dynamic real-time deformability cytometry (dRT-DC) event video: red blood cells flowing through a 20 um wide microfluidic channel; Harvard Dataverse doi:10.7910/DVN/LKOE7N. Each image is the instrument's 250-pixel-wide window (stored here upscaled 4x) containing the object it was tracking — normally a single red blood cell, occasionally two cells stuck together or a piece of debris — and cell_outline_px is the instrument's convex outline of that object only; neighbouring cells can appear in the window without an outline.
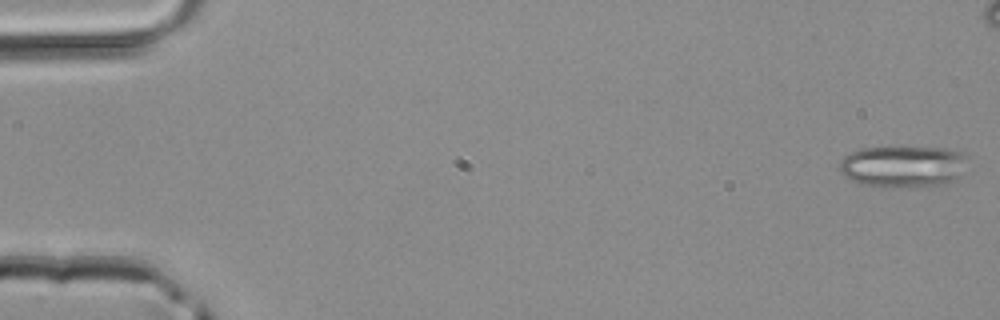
{"species": "common noctule bat (a hibernating species)", "species_latin": "Nyctalus noctula", "temperature_condition": "room temperature", "stored_images_in_passage": 6, "camera_frame_rate_fps": 3000, "um_per_image_px": 0.085, "animal": {"sex": "male", "body_mass_g": 20.4}, "frame": {"image": 1, "passage_image": 1, "time_ms": 0.0, "image_size_px": [1000, 320], "cell_outline_px": [[968, 156], [956, 176], [948, 184], [908, 188], [864, 184], [852, 180], [844, 176], [840, 172], [840, 160], [844, 156], [860, 148], [900, 144], [948, 148], [960, 152]], "centroid_in_image_um": [76.73, 14.08], "position_along_channel_um": 8.3, "area_um2": 31.91}}